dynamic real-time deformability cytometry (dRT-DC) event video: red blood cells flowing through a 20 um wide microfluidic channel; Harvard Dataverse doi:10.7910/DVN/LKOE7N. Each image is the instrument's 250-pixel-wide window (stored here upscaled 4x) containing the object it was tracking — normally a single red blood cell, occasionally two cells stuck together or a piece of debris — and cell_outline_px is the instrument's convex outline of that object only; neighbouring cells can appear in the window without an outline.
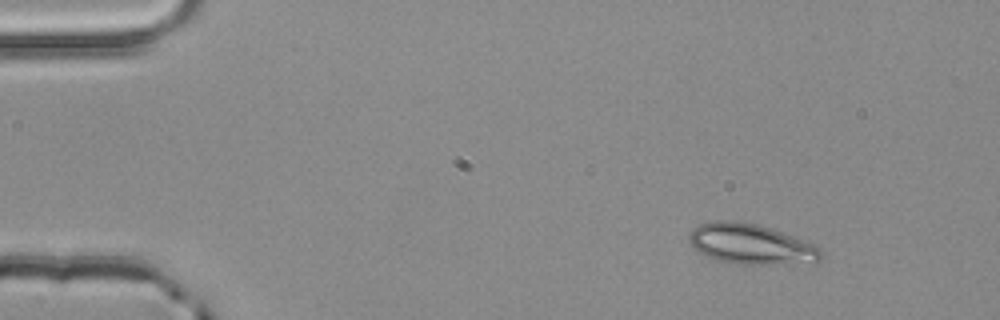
{"species": "common noctule bat (a hibernating species)", "species_latin": "Nyctalus noctula", "temperature_condition": "room temperature", "stored_images_in_passage": 3, "camera_frame_rate_fps": 3000, "um_per_image_px": 0.085, "animal": {"sex": "male", "body_mass_g": 20.4}, "frame": {"image": 1, "passage_image": 1, "time_ms": 0.0, "image_size_px": [1000, 320], "cell_outline_px": [[824, 252], [820, 260], [760, 264], [736, 264], [720, 260], [708, 256], [692, 248], [688, 240], [688, 232], [692, 228], [700, 224], [712, 220], [732, 220], [756, 224], [772, 228], [812, 244], [820, 248]], "centroid_in_image_um": [63.73, 20.71], "position_along_channel_um": 21.3, "area_um2": 30.58}}